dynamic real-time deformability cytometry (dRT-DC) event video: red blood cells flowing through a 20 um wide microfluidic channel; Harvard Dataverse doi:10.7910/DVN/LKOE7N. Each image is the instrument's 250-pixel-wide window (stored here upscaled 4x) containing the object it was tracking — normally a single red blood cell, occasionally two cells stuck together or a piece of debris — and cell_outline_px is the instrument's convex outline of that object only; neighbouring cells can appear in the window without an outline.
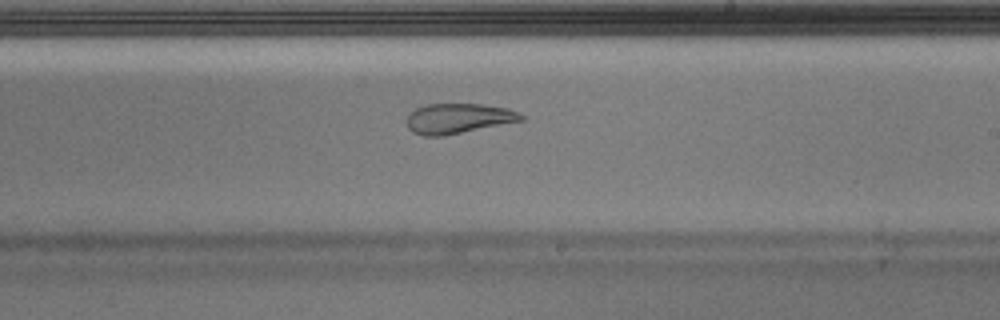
{"species": "Egyptian fruit bat (a non-hibernating species)", "species_latin": "Rousettus aegyptiacus", "temperature_condition": "warm", "stored_images_in_passage": 47, "camera_frame_rate_fps": 3000, "um_per_image_px": 0.085, "animal": {"sex": "male"}, "frame": {"image": 1, "passage_image": 27, "time_ms": 8.667, "image_size_px": [1000, 320], "cell_outline_px": [[524, 120], [444, 136], [424, 136], [412, 132], [408, 128], [408, 112], [416, 108], [428, 104], [484, 104], [508, 108], [524, 116]], "centroid_in_image_um": [38.94, 10.07], "position_along_channel_um": 250.1, "area_um2": 20.06}}
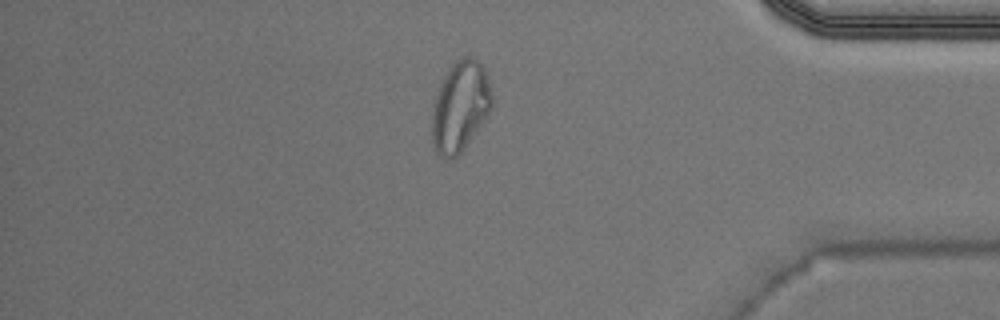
{"frame": {"image": 2, "passage_image": 40, "time_ms": 13.0, "image_size_px": [1000, 320], "cell_outline_px": [[492, 108], [488, 116], [460, 152], [452, 160], [444, 160], [436, 152], [432, 140], [432, 104], [440, 84], [448, 68], [460, 56], [472, 56], [484, 68], [488, 80], [492, 96]], "centroid_in_image_um": [39.1, 9.05], "position_along_channel_um": 396.1, "area_um2": 31.73}, "authors_computed_cell_mechanics": {"area_um2": 21.386, "velocity_mm_per_s": 3.9929, "shape_relaxation_time_tau1_ms": null, "shape_relaxation_time_tau2_ms": 1.9358, "deformation_change_tau1": null, "deformation_change_tau2": 0.0977}}